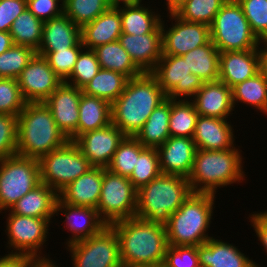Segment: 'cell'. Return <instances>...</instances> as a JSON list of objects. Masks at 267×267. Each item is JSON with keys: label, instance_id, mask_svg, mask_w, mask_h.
Listing matches in <instances>:
<instances>
[{"label": "cell", "instance_id": "cell-39", "mask_svg": "<svg viewBox=\"0 0 267 267\" xmlns=\"http://www.w3.org/2000/svg\"><path fill=\"white\" fill-rule=\"evenodd\" d=\"M227 0H187L174 13L183 20L211 25Z\"/></svg>", "mask_w": 267, "mask_h": 267}, {"label": "cell", "instance_id": "cell-38", "mask_svg": "<svg viewBox=\"0 0 267 267\" xmlns=\"http://www.w3.org/2000/svg\"><path fill=\"white\" fill-rule=\"evenodd\" d=\"M144 148L134 136H125L106 169L129 178L137 163L138 155Z\"/></svg>", "mask_w": 267, "mask_h": 267}, {"label": "cell", "instance_id": "cell-16", "mask_svg": "<svg viewBox=\"0 0 267 267\" xmlns=\"http://www.w3.org/2000/svg\"><path fill=\"white\" fill-rule=\"evenodd\" d=\"M125 134L112 123L81 134L74 142L92 167L107 168Z\"/></svg>", "mask_w": 267, "mask_h": 267}, {"label": "cell", "instance_id": "cell-28", "mask_svg": "<svg viewBox=\"0 0 267 267\" xmlns=\"http://www.w3.org/2000/svg\"><path fill=\"white\" fill-rule=\"evenodd\" d=\"M58 198L53 188L41 182L19 199L10 211L22 216L53 218Z\"/></svg>", "mask_w": 267, "mask_h": 267}, {"label": "cell", "instance_id": "cell-3", "mask_svg": "<svg viewBox=\"0 0 267 267\" xmlns=\"http://www.w3.org/2000/svg\"><path fill=\"white\" fill-rule=\"evenodd\" d=\"M68 141L44 102L26 103L18 116V155L39 160Z\"/></svg>", "mask_w": 267, "mask_h": 267}, {"label": "cell", "instance_id": "cell-49", "mask_svg": "<svg viewBox=\"0 0 267 267\" xmlns=\"http://www.w3.org/2000/svg\"><path fill=\"white\" fill-rule=\"evenodd\" d=\"M60 0H26L27 9L38 19L44 21L59 16L64 12Z\"/></svg>", "mask_w": 267, "mask_h": 267}, {"label": "cell", "instance_id": "cell-8", "mask_svg": "<svg viewBox=\"0 0 267 267\" xmlns=\"http://www.w3.org/2000/svg\"><path fill=\"white\" fill-rule=\"evenodd\" d=\"M38 161L41 182L57 193L92 168L78 145L70 140Z\"/></svg>", "mask_w": 267, "mask_h": 267}, {"label": "cell", "instance_id": "cell-18", "mask_svg": "<svg viewBox=\"0 0 267 267\" xmlns=\"http://www.w3.org/2000/svg\"><path fill=\"white\" fill-rule=\"evenodd\" d=\"M118 41L143 73H151L162 57L161 24L148 34L121 33Z\"/></svg>", "mask_w": 267, "mask_h": 267}, {"label": "cell", "instance_id": "cell-42", "mask_svg": "<svg viewBox=\"0 0 267 267\" xmlns=\"http://www.w3.org/2000/svg\"><path fill=\"white\" fill-rule=\"evenodd\" d=\"M35 54L32 48L13 44L0 54V78L18 79Z\"/></svg>", "mask_w": 267, "mask_h": 267}, {"label": "cell", "instance_id": "cell-35", "mask_svg": "<svg viewBox=\"0 0 267 267\" xmlns=\"http://www.w3.org/2000/svg\"><path fill=\"white\" fill-rule=\"evenodd\" d=\"M128 78L112 70L100 69L82 92L106 100L112 104L124 91Z\"/></svg>", "mask_w": 267, "mask_h": 267}, {"label": "cell", "instance_id": "cell-52", "mask_svg": "<svg viewBox=\"0 0 267 267\" xmlns=\"http://www.w3.org/2000/svg\"><path fill=\"white\" fill-rule=\"evenodd\" d=\"M256 50L259 57V71L267 77V38L259 41Z\"/></svg>", "mask_w": 267, "mask_h": 267}, {"label": "cell", "instance_id": "cell-30", "mask_svg": "<svg viewBox=\"0 0 267 267\" xmlns=\"http://www.w3.org/2000/svg\"><path fill=\"white\" fill-rule=\"evenodd\" d=\"M111 123V104L82 92L79 102L77 138L81 134L106 127Z\"/></svg>", "mask_w": 267, "mask_h": 267}, {"label": "cell", "instance_id": "cell-9", "mask_svg": "<svg viewBox=\"0 0 267 267\" xmlns=\"http://www.w3.org/2000/svg\"><path fill=\"white\" fill-rule=\"evenodd\" d=\"M41 183L38 159L18 154L0 160V213Z\"/></svg>", "mask_w": 267, "mask_h": 267}, {"label": "cell", "instance_id": "cell-7", "mask_svg": "<svg viewBox=\"0 0 267 267\" xmlns=\"http://www.w3.org/2000/svg\"><path fill=\"white\" fill-rule=\"evenodd\" d=\"M210 39L219 52L256 49L260 41L237 0L222 5L210 25Z\"/></svg>", "mask_w": 267, "mask_h": 267}, {"label": "cell", "instance_id": "cell-10", "mask_svg": "<svg viewBox=\"0 0 267 267\" xmlns=\"http://www.w3.org/2000/svg\"><path fill=\"white\" fill-rule=\"evenodd\" d=\"M6 234L8 236V245L10 252L8 256H19L26 259H44L42 249L48 241V231L52 220L51 218H36L13 214L7 210ZM13 248V250L11 249ZM40 250V251H39ZM39 251V252H38ZM44 255V256H41Z\"/></svg>", "mask_w": 267, "mask_h": 267}, {"label": "cell", "instance_id": "cell-53", "mask_svg": "<svg viewBox=\"0 0 267 267\" xmlns=\"http://www.w3.org/2000/svg\"><path fill=\"white\" fill-rule=\"evenodd\" d=\"M26 258L4 255L0 257V267H23Z\"/></svg>", "mask_w": 267, "mask_h": 267}, {"label": "cell", "instance_id": "cell-5", "mask_svg": "<svg viewBox=\"0 0 267 267\" xmlns=\"http://www.w3.org/2000/svg\"><path fill=\"white\" fill-rule=\"evenodd\" d=\"M216 195L195 193L185 200L165 224L168 246H198L212 236H208Z\"/></svg>", "mask_w": 267, "mask_h": 267}, {"label": "cell", "instance_id": "cell-11", "mask_svg": "<svg viewBox=\"0 0 267 267\" xmlns=\"http://www.w3.org/2000/svg\"><path fill=\"white\" fill-rule=\"evenodd\" d=\"M137 189L128 177L103 168V179L97 211L100 218L111 225L136 217Z\"/></svg>", "mask_w": 267, "mask_h": 267}, {"label": "cell", "instance_id": "cell-33", "mask_svg": "<svg viewBox=\"0 0 267 267\" xmlns=\"http://www.w3.org/2000/svg\"><path fill=\"white\" fill-rule=\"evenodd\" d=\"M120 11L122 33L143 35L152 33L160 24V14L143 4L117 8ZM150 9V10H149Z\"/></svg>", "mask_w": 267, "mask_h": 267}, {"label": "cell", "instance_id": "cell-15", "mask_svg": "<svg viewBox=\"0 0 267 267\" xmlns=\"http://www.w3.org/2000/svg\"><path fill=\"white\" fill-rule=\"evenodd\" d=\"M17 80L26 102H44L63 83L47 60L37 53Z\"/></svg>", "mask_w": 267, "mask_h": 267}, {"label": "cell", "instance_id": "cell-47", "mask_svg": "<svg viewBox=\"0 0 267 267\" xmlns=\"http://www.w3.org/2000/svg\"><path fill=\"white\" fill-rule=\"evenodd\" d=\"M18 116L0 114V160L17 154Z\"/></svg>", "mask_w": 267, "mask_h": 267}, {"label": "cell", "instance_id": "cell-55", "mask_svg": "<svg viewBox=\"0 0 267 267\" xmlns=\"http://www.w3.org/2000/svg\"><path fill=\"white\" fill-rule=\"evenodd\" d=\"M13 45V40L9 32L0 31V54L4 53Z\"/></svg>", "mask_w": 267, "mask_h": 267}, {"label": "cell", "instance_id": "cell-32", "mask_svg": "<svg viewBox=\"0 0 267 267\" xmlns=\"http://www.w3.org/2000/svg\"><path fill=\"white\" fill-rule=\"evenodd\" d=\"M93 50L96 53L101 69L118 72L128 79L143 74L118 40L97 46Z\"/></svg>", "mask_w": 267, "mask_h": 267}, {"label": "cell", "instance_id": "cell-2", "mask_svg": "<svg viewBox=\"0 0 267 267\" xmlns=\"http://www.w3.org/2000/svg\"><path fill=\"white\" fill-rule=\"evenodd\" d=\"M167 95L151 73L127 81L124 91L111 104L112 124L126 136H135Z\"/></svg>", "mask_w": 267, "mask_h": 267}, {"label": "cell", "instance_id": "cell-44", "mask_svg": "<svg viewBox=\"0 0 267 267\" xmlns=\"http://www.w3.org/2000/svg\"><path fill=\"white\" fill-rule=\"evenodd\" d=\"M96 53L93 49L83 48L76 60L70 78L65 82L82 89L100 70Z\"/></svg>", "mask_w": 267, "mask_h": 267}, {"label": "cell", "instance_id": "cell-13", "mask_svg": "<svg viewBox=\"0 0 267 267\" xmlns=\"http://www.w3.org/2000/svg\"><path fill=\"white\" fill-rule=\"evenodd\" d=\"M151 74L172 100H189L202 87L203 81L192 74L181 56L162 55Z\"/></svg>", "mask_w": 267, "mask_h": 267}, {"label": "cell", "instance_id": "cell-36", "mask_svg": "<svg viewBox=\"0 0 267 267\" xmlns=\"http://www.w3.org/2000/svg\"><path fill=\"white\" fill-rule=\"evenodd\" d=\"M43 23L26 8L10 28L13 44L27 46L37 52L42 42Z\"/></svg>", "mask_w": 267, "mask_h": 267}, {"label": "cell", "instance_id": "cell-54", "mask_svg": "<svg viewBox=\"0 0 267 267\" xmlns=\"http://www.w3.org/2000/svg\"><path fill=\"white\" fill-rule=\"evenodd\" d=\"M23 267H58L51 258L26 259ZM60 267V266H59Z\"/></svg>", "mask_w": 267, "mask_h": 267}, {"label": "cell", "instance_id": "cell-4", "mask_svg": "<svg viewBox=\"0 0 267 267\" xmlns=\"http://www.w3.org/2000/svg\"><path fill=\"white\" fill-rule=\"evenodd\" d=\"M235 146L226 150L197 149L188 181L192 192L215 195L217 188L245 180L242 150Z\"/></svg>", "mask_w": 267, "mask_h": 267}, {"label": "cell", "instance_id": "cell-25", "mask_svg": "<svg viewBox=\"0 0 267 267\" xmlns=\"http://www.w3.org/2000/svg\"><path fill=\"white\" fill-rule=\"evenodd\" d=\"M103 179V168L92 167L68 184L59 193V199L75 206L97 208Z\"/></svg>", "mask_w": 267, "mask_h": 267}, {"label": "cell", "instance_id": "cell-41", "mask_svg": "<svg viewBox=\"0 0 267 267\" xmlns=\"http://www.w3.org/2000/svg\"><path fill=\"white\" fill-rule=\"evenodd\" d=\"M162 174L157 148L145 147L138 155L137 163L128 178L138 190Z\"/></svg>", "mask_w": 267, "mask_h": 267}, {"label": "cell", "instance_id": "cell-27", "mask_svg": "<svg viewBox=\"0 0 267 267\" xmlns=\"http://www.w3.org/2000/svg\"><path fill=\"white\" fill-rule=\"evenodd\" d=\"M122 33L120 11L109 8L94 21L80 28L81 42L85 49L117 41Z\"/></svg>", "mask_w": 267, "mask_h": 267}, {"label": "cell", "instance_id": "cell-20", "mask_svg": "<svg viewBox=\"0 0 267 267\" xmlns=\"http://www.w3.org/2000/svg\"><path fill=\"white\" fill-rule=\"evenodd\" d=\"M197 147L193 138L169 137L157 148L162 174L190 175Z\"/></svg>", "mask_w": 267, "mask_h": 267}, {"label": "cell", "instance_id": "cell-12", "mask_svg": "<svg viewBox=\"0 0 267 267\" xmlns=\"http://www.w3.org/2000/svg\"><path fill=\"white\" fill-rule=\"evenodd\" d=\"M73 267H123L117 232L106 225L96 235L67 245Z\"/></svg>", "mask_w": 267, "mask_h": 267}, {"label": "cell", "instance_id": "cell-37", "mask_svg": "<svg viewBox=\"0 0 267 267\" xmlns=\"http://www.w3.org/2000/svg\"><path fill=\"white\" fill-rule=\"evenodd\" d=\"M198 116L195 105L190 99H171L170 137L193 138Z\"/></svg>", "mask_w": 267, "mask_h": 267}, {"label": "cell", "instance_id": "cell-6", "mask_svg": "<svg viewBox=\"0 0 267 267\" xmlns=\"http://www.w3.org/2000/svg\"><path fill=\"white\" fill-rule=\"evenodd\" d=\"M191 194L187 177L161 174L137 190L136 217L165 225Z\"/></svg>", "mask_w": 267, "mask_h": 267}, {"label": "cell", "instance_id": "cell-56", "mask_svg": "<svg viewBox=\"0 0 267 267\" xmlns=\"http://www.w3.org/2000/svg\"><path fill=\"white\" fill-rule=\"evenodd\" d=\"M110 8H120L121 6H136L142 3V0H108ZM121 4V5H120Z\"/></svg>", "mask_w": 267, "mask_h": 267}, {"label": "cell", "instance_id": "cell-17", "mask_svg": "<svg viewBox=\"0 0 267 267\" xmlns=\"http://www.w3.org/2000/svg\"><path fill=\"white\" fill-rule=\"evenodd\" d=\"M81 94L82 89L63 82L44 101L51 110L55 123L70 141L77 139Z\"/></svg>", "mask_w": 267, "mask_h": 267}, {"label": "cell", "instance_id": "cell-48", "mask_svg": "<svg viewBox=\"0 0 267 267\" xmlns=\"http://www.w3.org/2000/svg\"><path fill=\"white\" fill-rule=\"evenodd\" d=\"M162 267H200L197 246H168Z\"/></svg>", "mask_w": 267, "mask_h": 267}, {"label": "cell", "instance_id": "cell-1", "mask_svg": "<svg viewBox=\"0 0 267 267\" xmlns=\"http://www.w3.org/2000/svg\"><path fill=\"white\" fill-rule=\"evenodd\" d=\"M123 267H162L168 247L165 225L137 217L117 221Z\"/></svg>", "mask_w": 267, "mask_h": 267}, {"label": "cell", "instance_id": "cell-40", "mask_svg": "<svg viewBox=\"0 0 267 267\" xmlns=\"http://www.w3.org/2000/svg\"><path fill=\"white\" fill-rule=\"evenodd\" d=\"M64 13L80 28L110 8L108 0H66Z\"/></svg>", "mask_w": 267, "mask_h": 267}, {"label": "cell", "instance_id": "cell-45", "mask_svg": "<svg viewBox=\"0 0 267 267\" xmlns=\"http://www.w3.org/2000/svg\"><path fill=\"white\" fill-rule=\"evenodd\" d=\"M26 103L17 79L0 78V114L19 116Z\"/></svg>", "mask_w": 267, "mask_h": 267}, {"label": "cell", "instance_id": "cell-26", "mask_svg": "<svg viewBox=\"0 0 267 267\" xmlns=\"http://www.w3.org/2000/svg\"><path fill=\"white\" fill-rule=\"evenodd\" d=\"M80 40V27L63 12L59 16L44 21L42 42L36 53L68 49L75 46Z\"/></svg>", "mask_w": 267, "mask_h": 267}, {"label": "cell", "instance_id": "cell-24", "mask_svg": "<svg viewBox=\"0 0 267 267\" xmlns=\"http://www.w3.org/2000/svg\"><path fill=\"white\" fill-rule=\"evenodd\" d=\"M228 119L198 116L193 141L197 149L226 150L235 145L233 125ZM232 125V126H231Z\"/></svg>", "mask_w": 267, "mask_h": 267}, {"label": "cell", "instance_id": "cell-14", "mask_svg": "<svg viewBox=\"0 0 267 267\" xmlns=\"http://www.w3.org/2000/svg\"><path fill=\"white\" fill-rule=\"evenodd\" d=\"M167 14L172 25L167 28L162 18V55L182 56L211 40L209 25L180 19L175 13Z\"/></svg>", "mask_w": 267, "mask_h": 267}, {"label": "cell", "instance_id": "cell-46", "mask_svg": "<svg viewBox=\"0 0 267 267\" xmlns=\"http://www.w3.org/2000/svg\"><path fill=\"white\" fill-rule=\"evenodd\" d=\"M250 24L251 30L261 40L267 38V0H237Z\"/></svg>", "mask_w": 267, "mask_h": 267}, {"label": "cell", "instance_id": "cell-31", "mask_svg": "<svg viewBox=\"0 0 267 267\" xmlns=\"http://www.w3.org/2000/svg\"><path fill=\"white\" fill-rule=\"evenodd\" d=\"M181 57L185 60L191 73L198 76L203 83L219 80L220 52L211 40Z\"/></svg>", "mask_w": 267, "mask_h": 267}, {"label": "cell", "instance_id": "cell-43", "mask_svg": "<svg viewBox=\"0 0 267 267\" xmlns=\"http://www.w3.org/2000/svg\"><path fill=\"white\" fill-rule=\"evenodd\" d=\"M84 48L81 40L73 47L63 50H55L50 53H37L43 56L50 67L53 69L56 76L66 82L72 73L77 57L80 51Z\"/></svg>", "mask_w": 267, "mask_h": 267}, {"label": "cell", "instance_id": "cell-51", "mask_svg": "<svg viewBox=\"0 0 267 267\" xmlns=\"http://www.w3.org/2000/svg\"><path fill=\"white\" fill-rule=\"evenodd\" d=\"M250 225L254 228L258 240L267 253V210L249 214Z\"/></svg>", "mask_w": 267, "mask_h": 267}, {"label": "cell", "instance_id": "cell-22", "mask_svg": "<svg viewBox=\"0 0 267 267\" xmlns=\"http://www.w3.org/2000/svg\"><path fill=\"white\" fill-rule=\"evenodd\" d=\"M200 267H261L233 244L211 237L197 246Z\"/></svg>", "mask_w": 267, "mask_h": 267}, {"label": "cell", "instance_id": "cell-50", "mask_svg": "<svg viewBox=\"0 0 267 267\" xmlns=\"http://www.w3.org/2000/svg\"><path fill=\"white\" fill-rule=\"evenodd\" d=\"M26 8V0H0V31L9 32L13 21Z\"/></svg>", "mask_w": 267, "mask_h": 267}, {"label": "cell", "instance_id": "cell-21", "mask_svg": "<svg viewBox=\"0 0 267 267\" xmlns=\"http://www.w3.org/2000/svg\"><path fill=\"white\" fill-rule=\"evenodd\" d=\"M190 100L200 116L228 119L234 114L232 89L220 80L204 82Z\"/></svg>", "mask_w": 267, "mask_h": 267}, {"label": "cell", "instance_id": "cell-57", "mask_svg": "<svg viewBox=\"0 0 267 267\" xmlns=\"http://www.w3.org/2000/svg\"><path fill=\"white\" fill-rule=\"evenodd\" d=\"M187 0H166V5L169 11L168 13H174L180 6H182Z\"/></svg>", "mask_w": 267, "mask_h": 267}, {"label": "cell", "instance_id": "cell-34", "mask_svg": "<svg viewBox=\"0 0 267 267\" xmlns=\"http://www.w3.org/2000/svg\"><path fill=\"white\" fill-rule=\"evenodd\" d=\"M247 104L264 113L267 110V77L260 71L232 88V103Z\"/></svg>", "mask_w": 267, "mask_h": 267}, {"label": "cell", "instance_id": "cell-29", "mask_svg": "<svg viewBox=\"0 0 267 267\" xmlns=\"http://www.w3.org/2000/svg\"><path fill=\"white\" fill-rule=\"evenodd\" d=\"M171 113V99L166 98L159 104L142 128L134 136L144 147L158 148L169 137V118Z\"/></svg>", "mask_w": 267, "mask_h": 267}, {"label": "cell", "instance_id": "cell-19", "mask_svg": "<svg viewBox=\"0 0 267 267\" xmlns=\"http://www.w3.org/2000/svg\"><path fill=\"white\" fill-rule=\"evenodd\" d=\"M65 215V228L71 232L66 245L88 239L99 233L107 224L100 218L96 208L75 206L62 202L59 198L55 207V215Z\"/></svg>", "mask_w": 267, "mask_h": 267}, {"label": "cell", "instance_id": "cell-23", "mask_svg": "<svg viewBox=\"0 0 267 267\" xmlns=\"http://www.w3.org/2000/svg\"><path fill=\"white\" fill-rule=\"evenodd\" d=\"M259 72L256 49L220 52L219 80L231 89Z\"/></svg>", "mask_w": 267, "mask_h": 267}]
</instances>
